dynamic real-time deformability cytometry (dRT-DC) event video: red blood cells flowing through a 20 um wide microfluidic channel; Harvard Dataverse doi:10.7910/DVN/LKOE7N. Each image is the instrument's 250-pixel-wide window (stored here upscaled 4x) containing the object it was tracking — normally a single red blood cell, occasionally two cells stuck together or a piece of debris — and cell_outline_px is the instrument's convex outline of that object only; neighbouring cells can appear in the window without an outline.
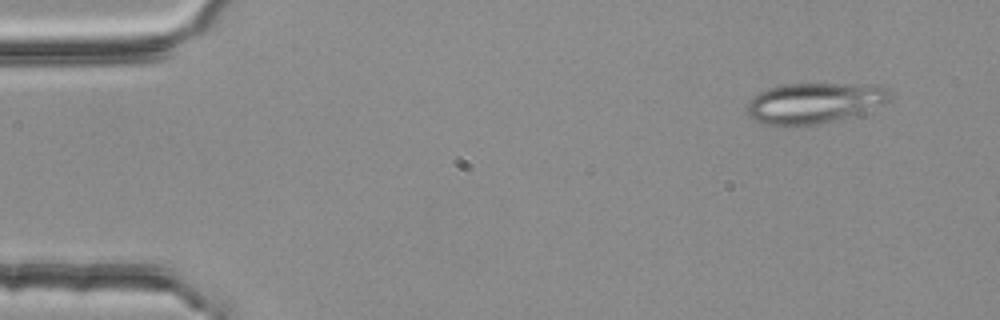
{"species": "common noctule bat (a hibernating species)", "species_latin": "Nyctalus noctula", "temperature_condition": "room temperature", "stored_images_in_passage": 3, "camera_frame_rate_fps": 3000, "um_per_image_px": 0.085, "animal": {"sex": "female", "body_mass_g": 25.1}, "frame": {"image": 1, "passage_image": 1, "time_ms": 0.0, "image_size_px": [1000, 320], "cell_outline_px": [[888, 100], [880, 104], [832, 120], [816, 124], [764, 124], [748, 116], [748, 104], [760, 92], [768, 88], [784, 84], [880, 84], [888, 88]], "centroid_in_image_um": [69.17, 8.71], "position_along_channel_um": 15.8, "area_um2": 32.43}}